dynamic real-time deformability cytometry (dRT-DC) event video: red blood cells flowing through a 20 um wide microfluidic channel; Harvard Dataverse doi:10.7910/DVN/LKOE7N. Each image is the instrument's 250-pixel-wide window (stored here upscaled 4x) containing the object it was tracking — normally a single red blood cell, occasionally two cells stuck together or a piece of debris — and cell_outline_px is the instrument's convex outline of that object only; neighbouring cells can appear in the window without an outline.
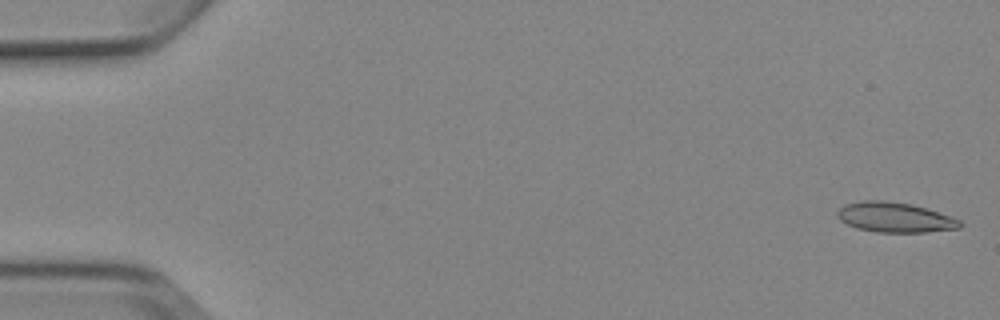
{"species": "Egyptian fruit bat (a non-hibernating species)", "species_latin": "Rousettus aegyptiacus", "temperature_condition": "cold", "stored_images_in_passage": 6, "camera_frame_rate_fps": 3000, "um_per_image_px": 0.085, "animal": {"sex": "female"}, "frame": {"image": 1, "passage_image": 1, "time_ms": 0.0, "image_size_px": [1000, 320], "cell_outline_px": [[960, 228], [924, 232], [876, 232], [856, 228], [840, 220], [836, 216], [836, 212], [844, 204], [860, 200], [884, 200], [912, 204], [960, 220]], "centroid_in_image_um": [75.98, 18.47], "position_along_channel_um": 9.0, "area_um2": 21.27}}